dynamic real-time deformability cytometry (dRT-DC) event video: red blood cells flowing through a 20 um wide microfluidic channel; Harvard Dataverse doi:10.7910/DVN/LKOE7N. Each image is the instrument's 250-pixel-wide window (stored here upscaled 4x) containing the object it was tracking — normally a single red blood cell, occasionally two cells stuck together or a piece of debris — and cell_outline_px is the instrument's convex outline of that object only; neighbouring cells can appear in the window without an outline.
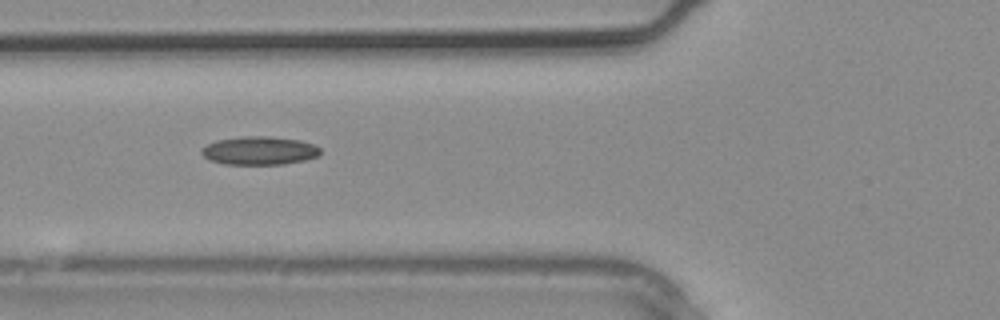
{"species": "common noctule bat (a hibernating species)", "species_latin": "Nyctalus noctula", "temperature_condition": "warm", "stored_images_in_passage": 4, "camera_frame_rate_fps": 3000, "um_per_image_px": 0.085, "animal": {"sex": "male", "body_mass_g": 20.4}, "frame": {"image": 1, "passage_image": 4, "time_ms": 1.0, "image_size_px": [1000, 320], "cell_outline_px": [[320, 156], [304, 160], [284, 164], [224, 164], [208, 160], [200, 152], [200, 148], [216, 140], [244, 136], [268, 136], [300, 140], [312, 144], [320, 148]], "centroid_in_image_um": [22.02, 12.8], "position_along_channel_um": 103.8, "area_um2": 19.71}}